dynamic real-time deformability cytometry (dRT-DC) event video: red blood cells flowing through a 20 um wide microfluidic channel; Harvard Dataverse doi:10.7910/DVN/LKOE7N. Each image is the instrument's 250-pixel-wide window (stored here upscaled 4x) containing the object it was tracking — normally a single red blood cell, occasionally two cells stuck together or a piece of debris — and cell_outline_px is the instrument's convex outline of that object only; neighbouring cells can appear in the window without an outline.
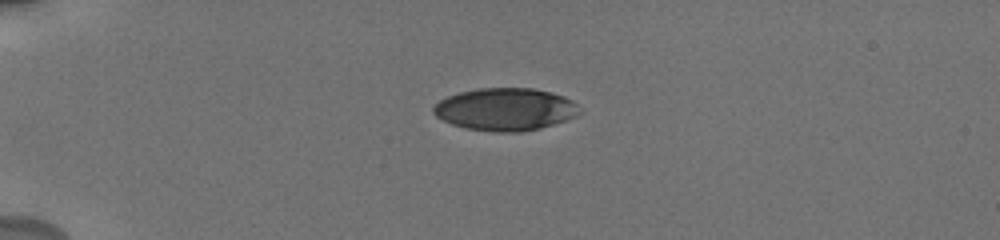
{"species": "human", "species_latin": "Homo sapiens", "temperature_condition": "cold", "stored_images_in_passage": 4, "camera_frame_rate_fps": 3000, "um_per_image_px": 0.085, "donor": {"sex": "male"}, "frame": {"image": 1, "passage_image": 1, "time_ms": 0.0, "image_size_px": [1000, 240], "cell_outline_px": [[576, 116], [540, 128], [520, 132], [496, 132], [464, 128], [452, 124], [436, 116], [432, 112], [432, 108], [440, 100], [448, 96], [460, 92], [480, 88], [532, 88], [552, 92], [564, 96], [572, 100], [576, 104]], "centroid_in_image_um": [42.91, 9.29], "position_along_channel_um": 42.1, "area_um2": 35.89}}
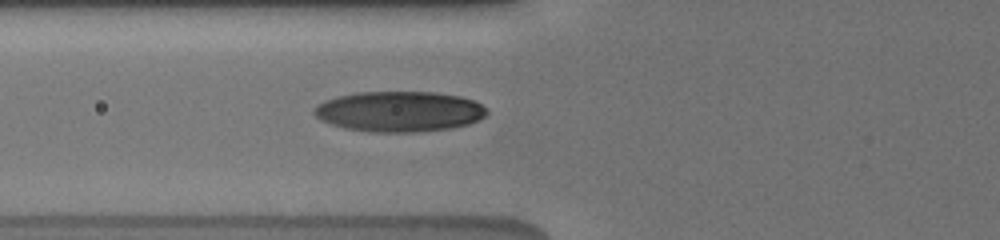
{"frame": {"image": 2, "passage_image": 4, "time_ms": 2.667, "image_size_px": [1000, 240], "cell_outline_px": [[488, 112], [480, 120], [468, 124], [452, 128], [420, 132], [368, 132], [348, 128], [332, 124], [320, 120], [312, 112], [324, 100], [356, 92], [432, 92], [460, 96], [472, 100], [488, 108]], "centroid_in_image_um": [33.97, 9.48], "position_along_channel_um": 91.8, "area_um2": 40.69}}